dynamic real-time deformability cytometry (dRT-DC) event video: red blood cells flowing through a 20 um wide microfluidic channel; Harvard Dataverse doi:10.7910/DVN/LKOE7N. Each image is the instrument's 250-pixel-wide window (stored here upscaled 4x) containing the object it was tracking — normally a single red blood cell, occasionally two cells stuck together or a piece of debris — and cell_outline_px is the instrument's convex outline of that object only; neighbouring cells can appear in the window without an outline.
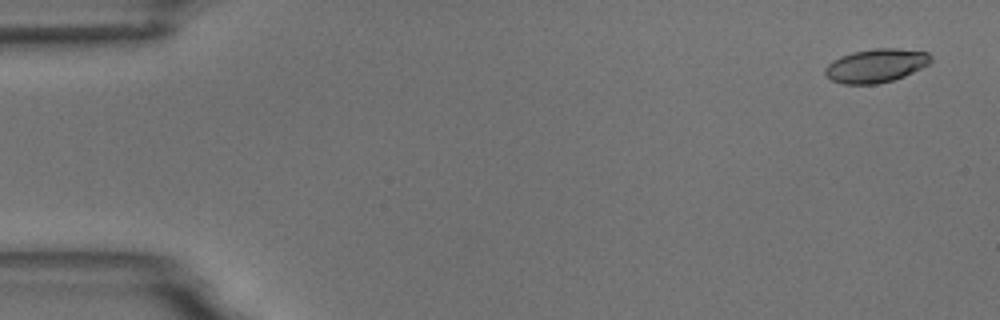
{"species": "common noctule bat (a hibernating species)", "species_latin": "Nyctalus noctula", "temperature_condition": "room temperature", "stored_images_in_passage": 5, "camera_frame_rate_fps": 3000, "um_per_image_px": 0.085, "animal": {"sex": "male", "body_mass_g": 18.8}, "frame": {"image": 1, "passage_image": 1, "time_ms": 0.0, "image_size_px": [1000, 320], "cell_outline_px": [[932, 60], [928, 64], [904, 76], [892, 80], [876, 84], [844, 84], [832, 80], [824, 72], [824, 68], [832, 60], [840, 56], [852, 52], [872, 48], [896, 48], [928, 52], [932, 56]], "centroid_in_image_um": [74.44, 5.56], "position_along_channel_um": 10.6, "area_um2": 20.69}}
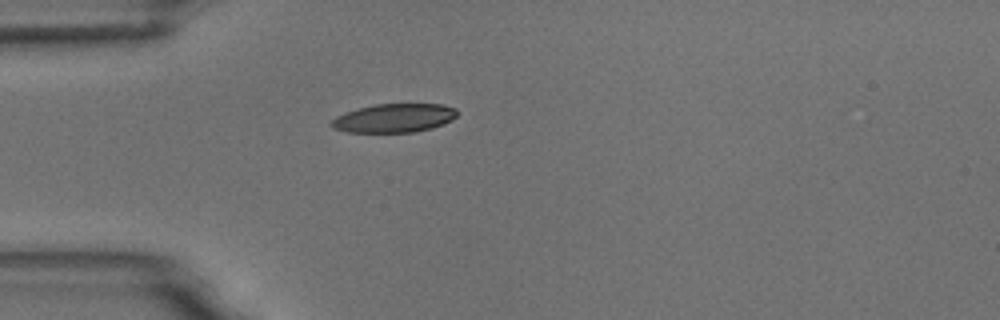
{"frame": {"image": 2, "passage_image": 5, "time_ms": 4.333, "image_size_px": [1000, 320], "cell_outline_px": [[460, 112], [452, 120], [444, 124], [432, 128], [416, 132], [348, 132], [332, 128], [328, 124], [336, 116], [344, 112], [376, 104], [440, 104], [456, 108]], "centroid_in_image_um": [33.51, 10.04], "position_along_channel_um": 51.5, "area_um2": 21.21}}